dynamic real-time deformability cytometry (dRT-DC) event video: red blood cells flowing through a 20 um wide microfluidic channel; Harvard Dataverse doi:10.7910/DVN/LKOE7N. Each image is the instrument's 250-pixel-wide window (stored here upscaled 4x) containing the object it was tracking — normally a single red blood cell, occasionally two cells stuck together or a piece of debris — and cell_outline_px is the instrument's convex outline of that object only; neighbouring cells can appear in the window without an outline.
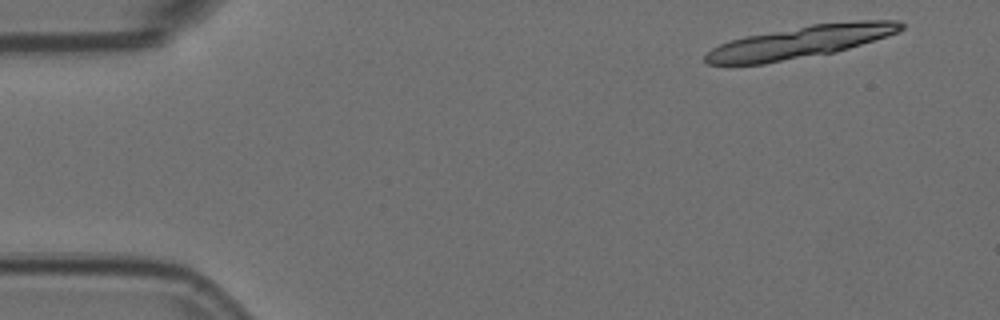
{"species": "Egyptian fruit bat (a non-hibernating species)", "species_latin": "Rousettus aegyptiacus", "temperature_condition": "room temperature", "stored_images_in_passage": 5, "segment_of_instrument_passage": [1, 2], "camera_frame_rate_fps": 3000, "um_per_image_px": 0.085, "animal": {"sex": "female"}, "frame": {"image": 1, "passage_image": 1, "time_ms": 0.0, "image_size_px": [1000, 320], "cell_outline_px": [[904, 28], [896, 32], [836, 52], [764, 64], [708, 64], [704, 60], [704, 56], [712, 48], [728, 40], [748, 36], [812, 24], [860, 20], [896, 20], [904, 24]], "centroid_in_image_um": [68.0, 3.57], "position_along_channel_um": 17.0, "area_um2": 36.24}}